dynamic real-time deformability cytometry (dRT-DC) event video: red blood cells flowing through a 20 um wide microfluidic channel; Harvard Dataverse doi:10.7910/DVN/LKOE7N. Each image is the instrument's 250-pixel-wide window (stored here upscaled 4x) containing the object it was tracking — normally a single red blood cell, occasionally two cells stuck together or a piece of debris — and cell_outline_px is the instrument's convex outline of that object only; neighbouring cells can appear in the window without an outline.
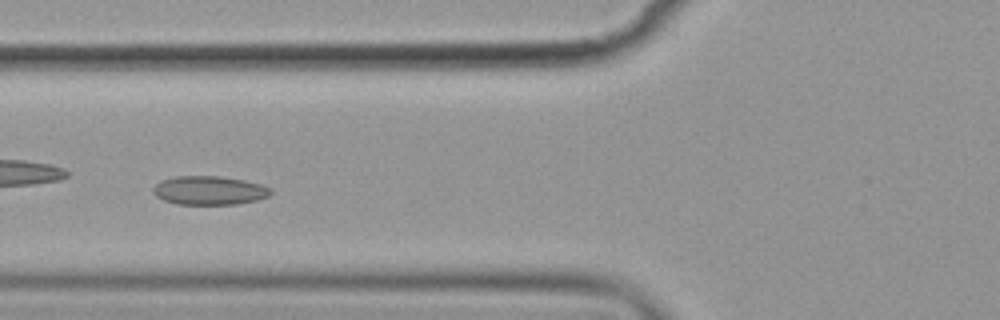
{"species": "common noctule bat (a hibernating species)", "species_latin": "Nyctalus noctula", "temperature_condition": "cold", "stored_images_in_passage": 40, "camera_frame_rate_fps": 3000, "um_per_image_px": 0.085, "animal": {"sex": "female", "body_mass_g": 19.9}, "frame": {"image": 1, "passage_image": 5, "time_ms": 1.333, "image_size_px": [1000, 320], "cell_outline_px": [[272, 192], [268, 196], [256, 200], [236, 204], [176, 204], [164, 200], [156, 196], [152, 192], [152, 188], [160, 180], [172, 176], [220, 176], [244, 180], [260, 184], [272, 188]], "centroid_in_image_um": [17.76, 16.18], "position_along_channel_um": 108.0, "area_um2": 19.83}}
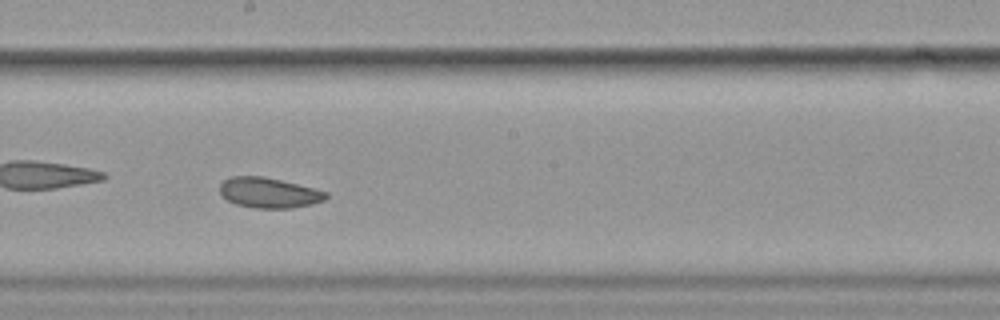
{"frame": {"image": 2, "passage_image": 15, "time_ms": 4.667, "image_size_px": [1000, 320], "cell_outline_px": [[328, 196], [324, 200], [312, 204], [292, 208], [252, 208], [236, 204], [228, 200], [220, 192], [220, 184], [224, 180], [232, 176], [264, 176], [328, 192]], "centroid_in_image_um": [22.85, 16.39], "position_along_channel_um": 225.4, "area_um2": 18.61}}
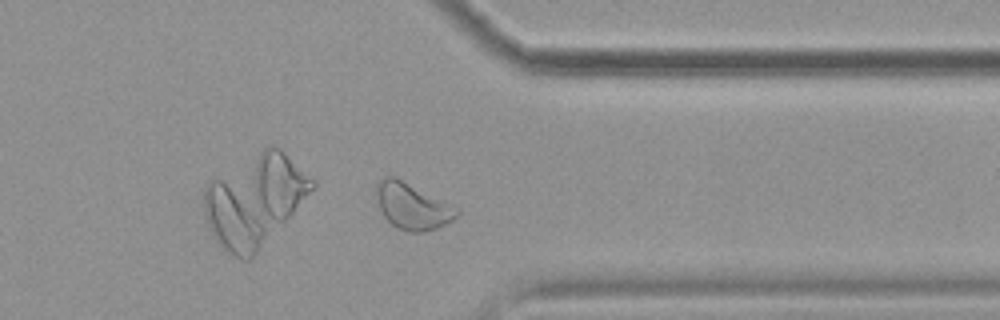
{"frame": {"image": 3, "passage_image": 28, "time_ms": 9.0, "image_size_px": [1000, 320], "cell_outline_px": [[460, 212], [452, 220], [436, 228], [424, 232], [408, 232], [396, 228], [384, 216], [380, 208], [376, 196], [376, 184], [384, 176], [396, 176], [460, 208]], "centroid_in_image_um": [35.05, 17.51], "position_along_channel_um": 376.3, "area_um2": 21.85}, "authors_computed_cell_mechanics": {"area_um2": 19.7387, "velocity_mm_per_s": 3.534, "shape_relaxation_time_tau1_ms": null, "shape_relaxation_time_tau2_ms": 4.2707, "deformation_change_tau1": null, "deformation_change_tau2": 0.0803}}